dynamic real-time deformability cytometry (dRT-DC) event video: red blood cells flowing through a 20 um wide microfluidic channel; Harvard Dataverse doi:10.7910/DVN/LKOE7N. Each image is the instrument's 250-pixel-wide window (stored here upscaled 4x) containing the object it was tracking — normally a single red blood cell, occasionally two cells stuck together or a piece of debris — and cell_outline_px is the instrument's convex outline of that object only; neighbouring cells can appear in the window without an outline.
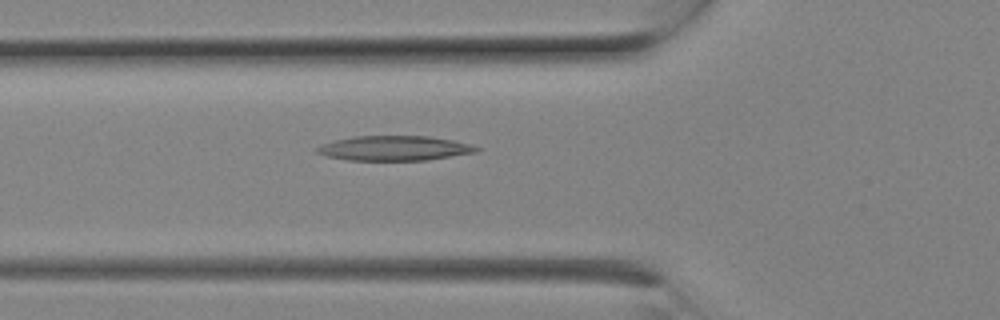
{"species": "Egyptian fruit bat (a non-hibernating species)", "species_latin": "Rousettus aegyptiacus", "temperature_condition": "room temperature", "stored_images_in_passage": 8, "camera_frame_rate_fps": 3000, "um_per_image_px": 0.085, "animal": {"sex": "female"}, "frame": {"image": 1, "passage_image": 8, "time_ms": 2.333, "image_size_px": [1000, 320], "cell_outline_px": [[480, 148], [476, 152], [428, 160], [348, 160], [328, 156], [316, 152], [316, 148], [320, 144], [352, 136], [428, 136], [452, 140], [472, 144]], "centroid_in_image_um": [33.52, 12.59], "position_along_channel_um": 92.3, "area_um2": 22.95}}